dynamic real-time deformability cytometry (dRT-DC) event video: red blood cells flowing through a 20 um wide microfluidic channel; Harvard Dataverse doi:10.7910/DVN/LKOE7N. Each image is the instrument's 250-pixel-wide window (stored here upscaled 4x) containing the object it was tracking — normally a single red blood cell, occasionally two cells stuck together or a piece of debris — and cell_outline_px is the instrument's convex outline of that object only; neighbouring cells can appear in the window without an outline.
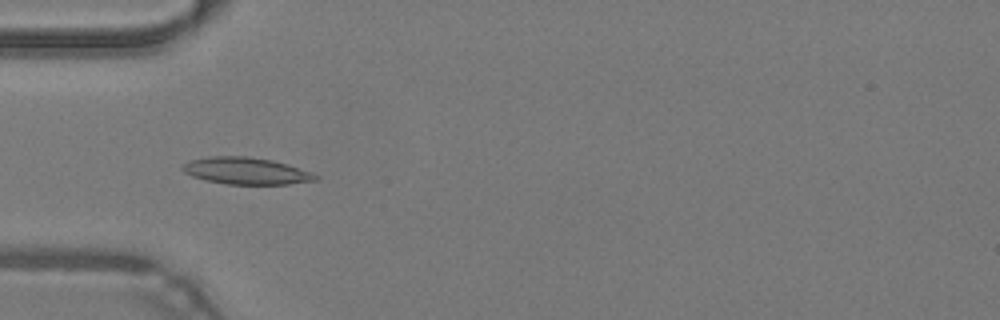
{"species": "common noctule bat (a hibernating species)", "species_latin": "Nyctalus noctula", "temperature_condition": "warm", "stored_images_in_passage": 16, "camera_frame_rate_fps": 3000, "um_per_image_px": 0.085, "animal": {"sex": "male", "body_mass_g": 19.2, "forearm_length_mm": 51.8}, "frame": {"image": 1, "passage_image": 7, "time_ms": 2.0, "image_size_px": [1000, 320], "cell_outline_px": [[320, 180], [288, 184], [228, 184], [204, 180], [192, 176], [184, 172], [180, 168], [184, 164], [192, 160], [208, 156], [248, 156], [272, 160], [288, 164], [312, 172], [320, 176]], "centroid_in_image_um": [20.96, 14.53], "position_along_channel_um": 64.0, "area_um2": 20.98}}
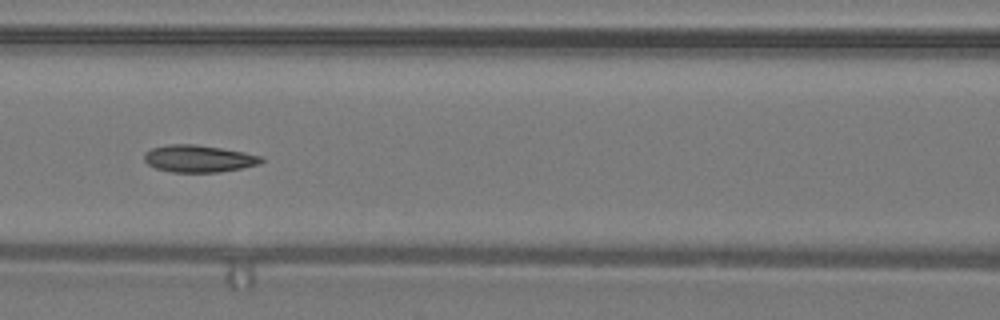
{"frame": {"image": 2, "passage_image": 13, "time_ms": 4.0, "image_size_px": [1000, 320], "cell_outline_px": [[264, 160], [256, 164], [240, 168], [220, 172], [172, 172], [156, 168], [148, 164], [144, 160], [144, 152], [152, 148], [168, 144], [196, 144], [244, 152], [260, 156]], "centroid_in_image_um": [16.83, 13.48], "position_along_channel_um": 149.8, "area_um2": 18.32}}
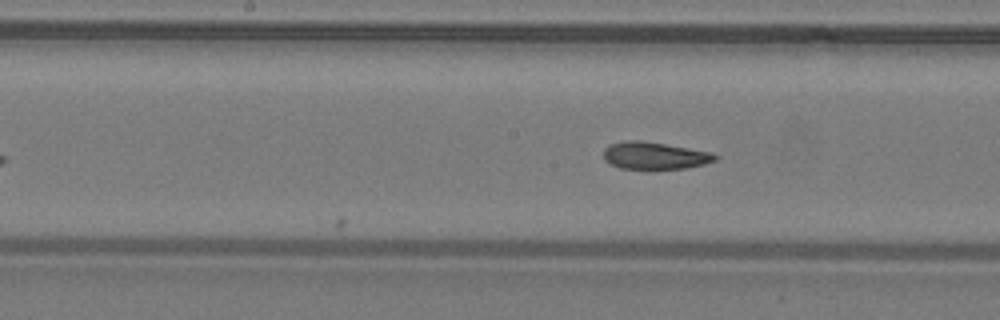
{"frame": {"image": 3, "passage_image": 16, "time_ms": 5.0, "image_size_px": [1000, 320], "cell_outline_px": [[720, 156], [716, 160], [704, 164], [684, 168], [652, 172], [620, 168], [604, 160], [604, 148], [612, 144], [628, 140], [640, 140], [712, 152]], "centroid_in_image_um": [55.66, 13.28], "position_along_channel_um": 192.5, "area_um2": 18.32}}